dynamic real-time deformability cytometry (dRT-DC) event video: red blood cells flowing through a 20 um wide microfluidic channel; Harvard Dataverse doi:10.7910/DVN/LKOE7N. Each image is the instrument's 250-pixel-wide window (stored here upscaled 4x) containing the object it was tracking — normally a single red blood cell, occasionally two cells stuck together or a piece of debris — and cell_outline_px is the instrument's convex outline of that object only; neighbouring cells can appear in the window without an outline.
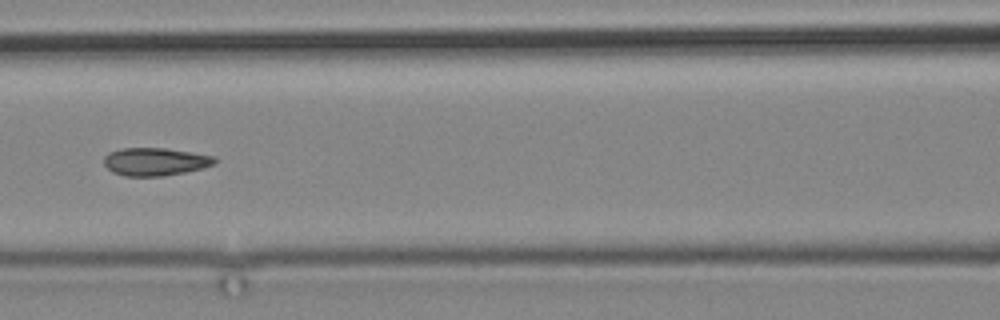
{"species": "common noctule bat (a hibernating species)", "species_latin": "Nyctalus noctula", "temperature_condition": "cold", "stored_images_in_passage": 12, "camera_frame_rate_fps": 3000, "um_per_image_px": 0.085, "animal": {"sex": "male", "body_mass_g": 19.2, "forearm_length_mm": 51.8}, "frame": {"image": 1, "passage_image": 4, "time_ms": 3.333, "image_size_px": [1000, 320], "cell_outline_px": [[216, 164], [204, 168], [164, 176], [124, 176], [112, 172], [104, 164], [104, 156], [108, 152], [124, 148], [164, 148], [216, 156]], "centroid_in_image_um": [13.2, 13.74], "position_along_channel_um": 153.4, "area_um2": 18.09}}
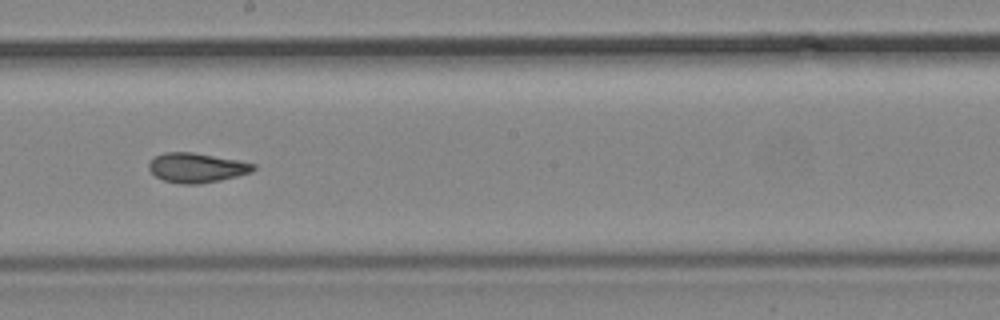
{"frame": {"image": 2, "passage_image": 6, "time_ms": 5.667, "image_size_px": [1000, 320], "cell_outline_px": [[256, 168], [252, 172], [220, 180], [200, 184], [180, 184], [164, 180], [156, 176], [148, 168], [148, 164], [156, 156], [164, 152], [192, 152], [236, 160], [256, 164]], "centroid_in_image_um": [16.72, 14.26], "position_along_channel_um": 231.5, "area_um2": 17.86}}
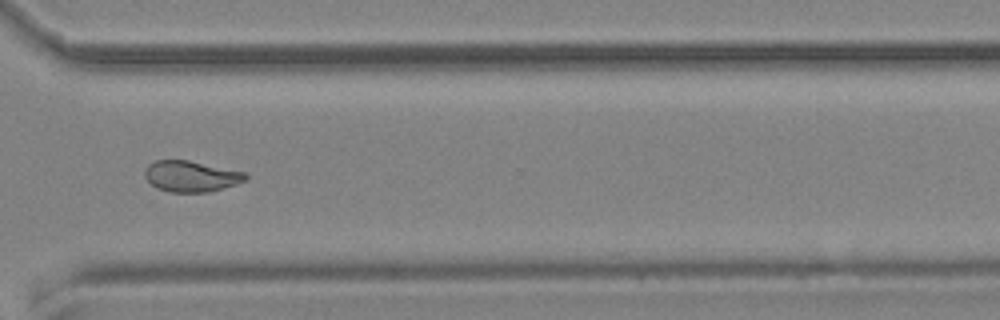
{"frame": {"image": 3, "passage_image": 9, "time_ms": 9.333, "image_size_px": [1000, 320], "cell_outline_px": [[248, 176], [244, 180], [236, 184], [208, 192], [168, 192], [156, 188], [144, 176], [144, 168], [148, 164], [156, 160], [188, 160], [244, 172]], "centroid_in_image_um": [16.19, 14.98], "position_along_channel_um": 354.4, "area_um2": 18.09}}